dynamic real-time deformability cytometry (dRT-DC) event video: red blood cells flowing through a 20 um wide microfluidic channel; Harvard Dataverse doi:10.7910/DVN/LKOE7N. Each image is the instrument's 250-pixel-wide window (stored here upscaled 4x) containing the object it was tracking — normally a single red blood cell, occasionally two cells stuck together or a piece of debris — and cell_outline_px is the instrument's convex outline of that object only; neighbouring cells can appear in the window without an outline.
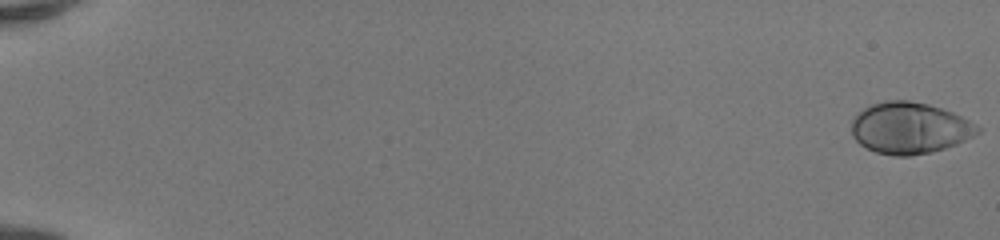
{"species": "human", "species_latin": "Homo sapiens", "temperature_condition": "room temperature", "stored_images_in_passage": 51, "camera_frame_rate_fps": 3000, "um_per_image_px": 0.085, "donor": {"sex": "female"}, "frame": {"image": 1, "passage_image": 1, "time_ms": 0.0, "image_size_px": [1000, 240], "cell_outline_px": [[980, 132], [956, 144], [932, 152], [908, 156], [892, 156], [876, 152], [860, 144], [852, 136], [852, 120], [864, 108], [872, 104], [884, 100], [908, 100], [928, 104], [952, 112], [976, 124], [980, 128]], "centroid_in_image_um": [77.31, 10.88], "position_along_channel_um": 7.7, "area_um2": 37.57}}
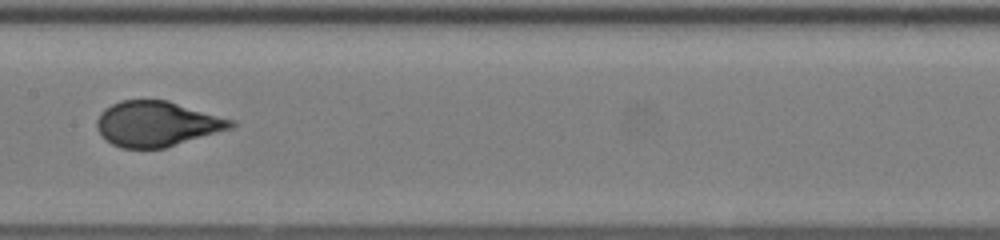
{"frame": {"image": 2, "passage_image": 29, "time_ms": 9.333, "image_size_px": [1000, 240], "cell_outline_px": [[236, 124], [232, 128], [164, 148], [124, 148], [112, 144], [104, 140], [96, 128], [96, 120], [100, 112], [104, 108], [120, 100], [168, 100], [236, 120]], "centroid_in_image_um": [13.32, 10.52], "position_along_channel_um": 194.1, "area_um2": 35.55}}
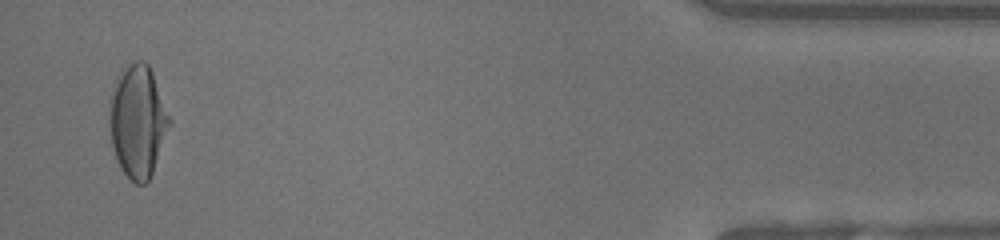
{"frame": {"image": 3, "passage_image": 50, "time_ms": 16.333, "image_size_px": [1000, 240], "cell_outline_px": [[172, 120], [152, 172], [148, 180], [144, 184], [136, 184], [120, 168], [116, 160], [112, 148], [108, 120], [108, 116], [112, 88], [124, 68], [128, 64], [136, 60], [144, 60], [148, 64], [152, 72]], "centroid_in_image_um": [11.69, 10.3], "position_along_channel_um": 423.5, "area_um2": 39.19}, "authors_computed_cell_mechanics": {"area_um2": 36.2406, "velocity_mm_per_s": 4.1817, "shape_relaxation_time_tau1_ms": 5.4277, "shape_relaxation_time_tau2_ms": null, "deformation_change_tau1": 0.2624, "deformation_change_tau2": null}}